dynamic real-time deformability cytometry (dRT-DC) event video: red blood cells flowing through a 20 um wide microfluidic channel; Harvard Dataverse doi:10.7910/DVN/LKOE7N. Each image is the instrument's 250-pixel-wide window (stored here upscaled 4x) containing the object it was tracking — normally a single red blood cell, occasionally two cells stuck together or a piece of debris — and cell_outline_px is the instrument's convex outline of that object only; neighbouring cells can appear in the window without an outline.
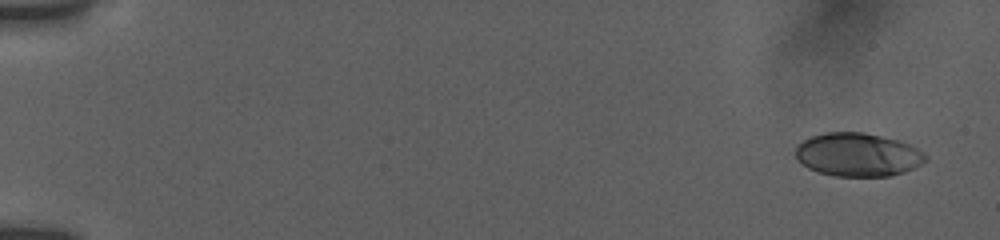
{"species": "human", "species_latin": "Homo sapiens", "temperature_condition": "room temperature", "stored_images_in_passage": 13, "camera_frame_rate_fps": 3000, "um_per_image_px": 0.085, "donor": {"sex": "female"}, "frame": {"image": 1, "passage_image": 2, "time_ms": 0.667, "image_size_px": [1000, 240], "cell_outline_px": [[928, 160], [904, 172], [888, 176], [832, 176], [808, 168], [796, 156], [796, 148], [804, 140], [812, 136], [824, 132], [864, 132], [900, 140], [924, 152], [928, 156]], "centroid_in_image_um": [72.95, 13.14], "position_along_channel_um": 12.1, "area_um2": 32.77}}
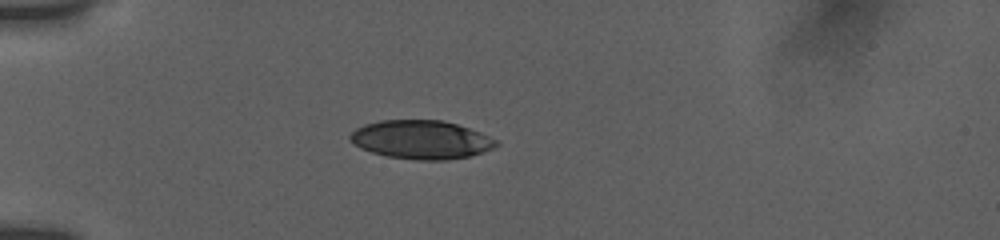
{"frame": {"image": 2, "passage_image": 10, "time_ms": 5.333, "image_size_px": [1000, 240], "cell_outline_px": [[500, 144], [492, 148], [468, 156], [448, 160], [420, 160], [388, 156], [372, 152], [360, 148], [348, 136], [356, 128], [364, 124], [380, 120], [444, 120], [480, 132], [496, 140]], "centroid_in_image_um": [35.79, 11.86], "position_along_channel_um": 49.2, "area_um2": 32.54}}
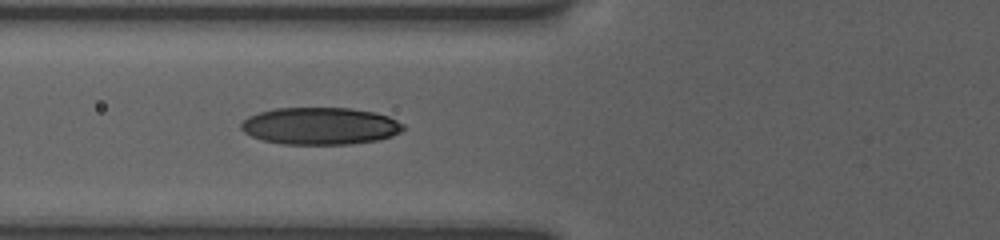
{"frame": {"image": 3, "passage_image": 13, "time_ms": 7.333, "image_size_px": [1000, 240], "cell_outline_px": [[404, 128], [400, 132], [392, 136], [380, 140], [352, 144], [284, 144], [264, 140], [252, 136], [244, 132], [240, 128], [240, 124], [248, 116], [260, 112], [276, 108], [352, 108], [376, 112], [388, 116], [404, 124]], "centroid_in_image_um": [27.24, 10.71], "position_along_channel_um": 98.6, "area_um2": 35.26}}